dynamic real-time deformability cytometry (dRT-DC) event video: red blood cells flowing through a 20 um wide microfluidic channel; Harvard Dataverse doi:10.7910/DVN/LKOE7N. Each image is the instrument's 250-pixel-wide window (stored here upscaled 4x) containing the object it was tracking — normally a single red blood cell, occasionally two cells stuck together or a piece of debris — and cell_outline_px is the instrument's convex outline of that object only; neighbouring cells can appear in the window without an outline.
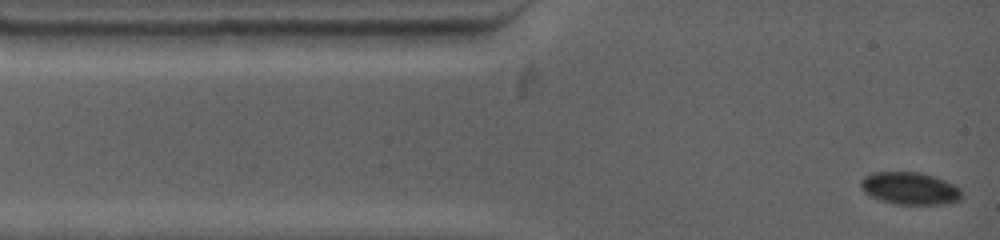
{"species": "common noctule bat (a hibernating species)", "species_latin": "Nyctalus noctula", "temperature_condition": "warm", "stored_images_in_passage": 114, "camera_frame_rate_fps": 4500, "um_per_image_px": 0.085, "animal": {"sex": "female", "body_mass_g": 19.0, "forearm_length_mm": 53.3}, "frame": {"image": 1, "passage_image": 1, "time_ms": 0.0, "image_size_px": [1000, 240], "cell_outline_px": [[960, 200], [944, 204], [896, 204], [872, 196], [864, 192], [860, 184], [860, 180], [864, 176], [872, 172], [920, 172], [944, 180], [960, 188]], "centroid_in_image_um": [77.32, 16.0], "position_along_channel_um": 7.7, "area_um2": 18.79}}
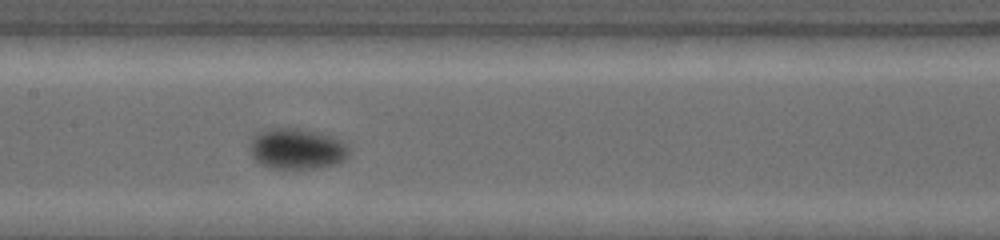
{"frame": {"image": 2, "passage_image": 45, "time_ms": 6.0, "image_size_px": [1000, 240], "cell_outline_px": [[348, 156], [340, 164], [316, 168], [272, 168], [260, 164], [252, 156], [248, 148], [252, 136], [264, 128], [300, 128], [332, 136], [340, 140], [348, 148]], "centroid_in_image_um": [25.19, 12.64], "position_along_channel_um": 182.2, "area_um2": 23.81}}
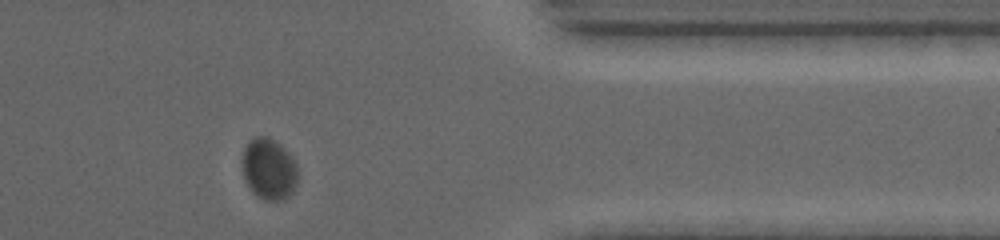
{"frame": {"image": 3, "passage_image": 99, "time_ms": 12.222, "image_size_px": [1000, 240], "cell_outline_px": [[300, 172], [296, 184], [292, 192], [288, 196], [280, 200], [264, 200], [256, 196], [252, 192], [244, 180], [240, 160], [244, 148], [248, 140], [256, 136], [268, 136], [276, 140], [292, 156]], "centroid_in_image_um": [22.84, 14.34], "position_along_channel_um": 388.6, "area_um2": 20.52}, "authors_computed_cell_mechanics": {"area_um2": 21.9062, "velocity_mm_per_s": 3.6228, "shape_relaxation_time_tau1_ms": 2.2102, "shape_relaxation_time_tau2_ms": null, "deformation_change_tau1": 0.0708, "deformation_change_tau2": null}}